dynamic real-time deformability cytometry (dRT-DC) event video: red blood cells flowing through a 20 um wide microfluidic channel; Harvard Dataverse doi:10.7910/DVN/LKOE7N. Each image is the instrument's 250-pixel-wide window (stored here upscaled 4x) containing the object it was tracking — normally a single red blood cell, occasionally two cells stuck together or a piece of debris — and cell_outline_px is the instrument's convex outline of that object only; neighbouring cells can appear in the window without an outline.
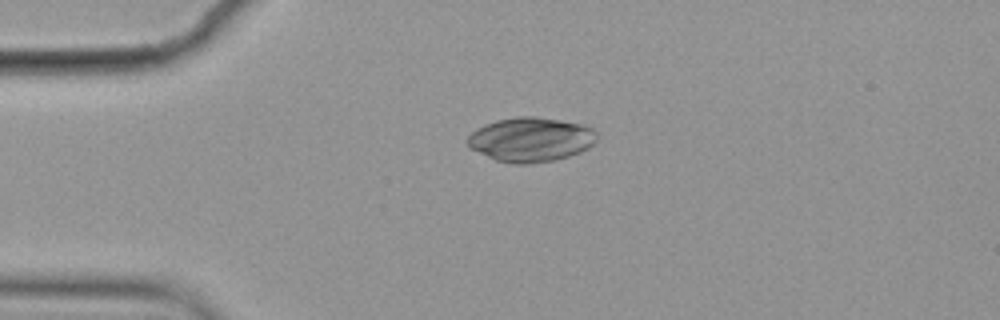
{"species": "common noctule bat (a hibernating species)", "species_latin": "Nyctalus noctula", "temperature_condition": "cold", "stored_images_in_passage": 5, "camera_frame_rate_fps": 3000, "um_per_image_px": 0.085, "animal": {"sex": "female", "body_mass_g": 19.9}, "frame": {"image": 1, "passage_image": 1, "time_ms": 0.0, "image_size_px": [1000, 320], "cell_outline_px": [[596, 140], [588, 148], [580, 152], [568, 156], [552, 160], [528, 164], [512, 164], [496, 160], [468, 148], [468, 136], [476, 128], [496, 120], [516, 116], [536, 116], [584, 124], [592, 128], [596, 132]], "centroid_in_image_um": [45.1, 11.85], "position_along_channel_um": 39.9, "area_um2": 33.52}}
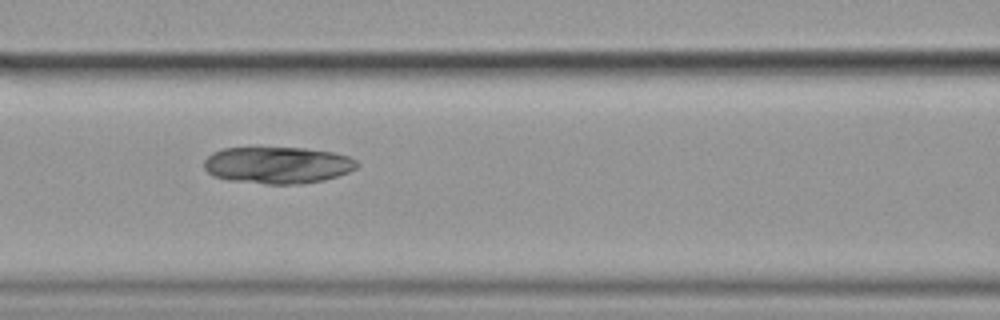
{"frame": {"image": 2, "passage_image": 4, "time_ms": 1.0, "image_size_px": [1000, 320], "cell_outline_px": [[360, 164], [356, 168], [348, 172], [324, 180], [296, 184], [268, 184], [228, 180], [212, 176], [204, 168], [204, 160], [212, 152], [224, 148], [304, 148], [332, 152], [348, 156], [356, 160]], "centroid_in_image_um": [23.58, 14.03], "position_along_channel_um": 143.0, "area_um2": 32.77}}
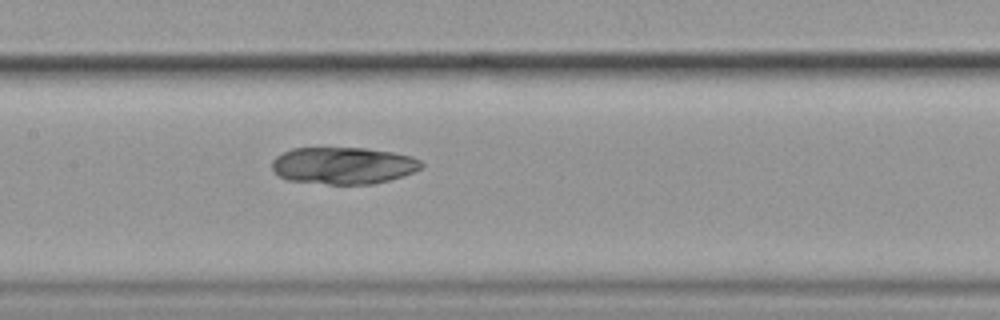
{"frame": {"image": 3, "passage_image": 5, "time_ms": 1.333, "image_size_px": [1000, 320], "cell_outline_px": [[424, 168], [404, 176], [372, 184], [328, 184], [288, 180], [272, 172], [272, 160], [276, 156], [292, 148], [364, 148], [392, 152], [412, 156], [420, 160], [424, 164]], "centroid_in_image_um": [29.2, 14.07], "position_along_channel_um": 178.2, "area_um2": 32.37}}